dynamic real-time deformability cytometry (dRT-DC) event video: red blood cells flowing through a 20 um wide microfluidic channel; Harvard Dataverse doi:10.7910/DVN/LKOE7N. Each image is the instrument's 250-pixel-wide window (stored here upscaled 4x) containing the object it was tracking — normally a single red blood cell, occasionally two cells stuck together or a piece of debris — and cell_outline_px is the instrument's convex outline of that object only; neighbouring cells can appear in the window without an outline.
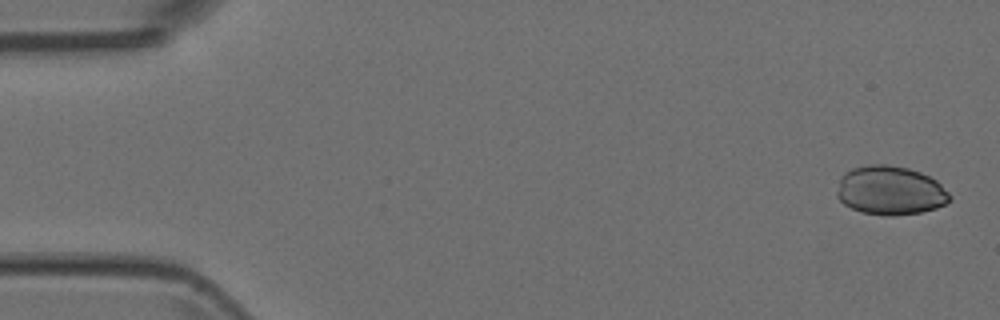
{"species": "Egyptian fruit bat (a non-hibernating species)", "species_latin": "Rousettus aegyptiacus", "temperature_condition": "room temperature", "stored_images_in_passage": 4, "camera_frame_rate_fps": 3000, "um_per_image_px": 0.085, "animal": {"sex": "female"}, "frame": {"image": 1, "passage_image": 1, "time_ms": 0.0, "image_size_px": [1000, 320], "cell_outline_px": [[952, 200], [936, 208], [920, 212], [892, 216], [888, 216], [860, 212], [844, 204], [836, 196], [836, 192], [840, 176], [844, 172], [852, 168], [868, 164], [888, 164], [908, 168], [920, 172], [936, 180], [952, 196]], "centroid_in_image_um": [75.65, 16.18], "position_along_channel_um": 9.4, "area_um2": 32.43}}